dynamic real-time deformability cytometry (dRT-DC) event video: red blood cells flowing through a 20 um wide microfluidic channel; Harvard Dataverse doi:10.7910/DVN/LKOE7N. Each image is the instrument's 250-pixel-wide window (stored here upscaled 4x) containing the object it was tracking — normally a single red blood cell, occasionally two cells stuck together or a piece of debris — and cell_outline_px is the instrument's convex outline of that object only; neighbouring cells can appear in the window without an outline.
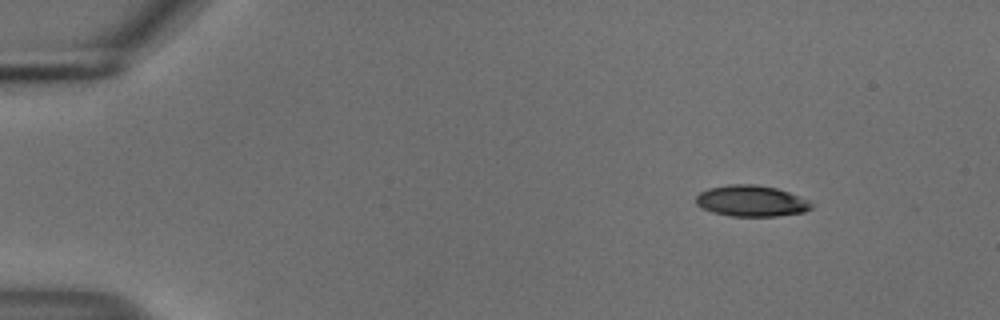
{"species": "common noctule bat (a hibernating species)", "species_latin": "Nyctalus noctula", "temperature_condition": "cold", "stored_images_in_passage": 3, "camera_frame_rate_fps": 3000, "um_per_image_px": 0.085, "animal": {"sex": "male", "body_mass_g": 18.8}, "frame": {"image": 1, "passage_image": 1, "time_ms": 0.0, "image_size_px": [1000, 320], "cell_outline_px": [[812, 208], [804, 212], [776, 216], [732, 216], [712, 212], [696, 204], [696, 196], [700, 192], [708, 188], [728, 184], [756, 184], [776, 188], [788, 192], [808, 200], [812, 204]], "centroid_in_image_um": [63.85, 17.07], "position_along_channel_um": 21.2, "area_um2": 20.87}}
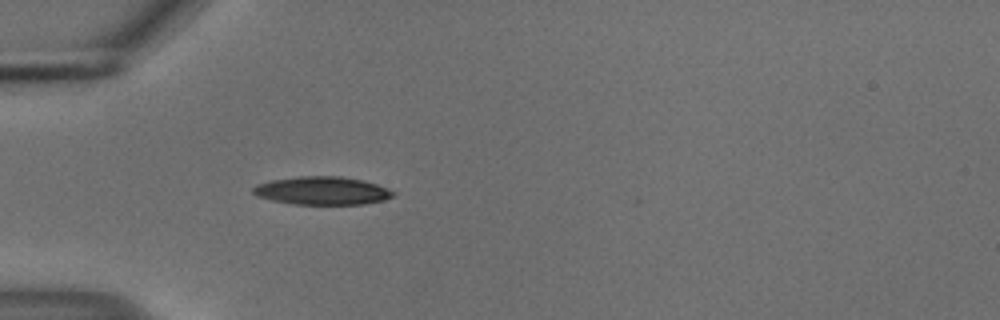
{"frame": {"image": 2, "passage_image": 3, "time_ms": 0.667, "image_size_px": [1000, 320], "cell_outline_px": [[396, 196], [384, 200], [364, 204], [292, 204], [272, 200], [256, 196], [252, 192], [252, 188], [256, 184], [272, 180], [300, 176], [340, 176], [364, 180], [388, 188], [396, 192]], "centroid_in_image_um": [27.41, 16.21], "position_along_channel_um": 57.6, "area_um2": 23.12}}